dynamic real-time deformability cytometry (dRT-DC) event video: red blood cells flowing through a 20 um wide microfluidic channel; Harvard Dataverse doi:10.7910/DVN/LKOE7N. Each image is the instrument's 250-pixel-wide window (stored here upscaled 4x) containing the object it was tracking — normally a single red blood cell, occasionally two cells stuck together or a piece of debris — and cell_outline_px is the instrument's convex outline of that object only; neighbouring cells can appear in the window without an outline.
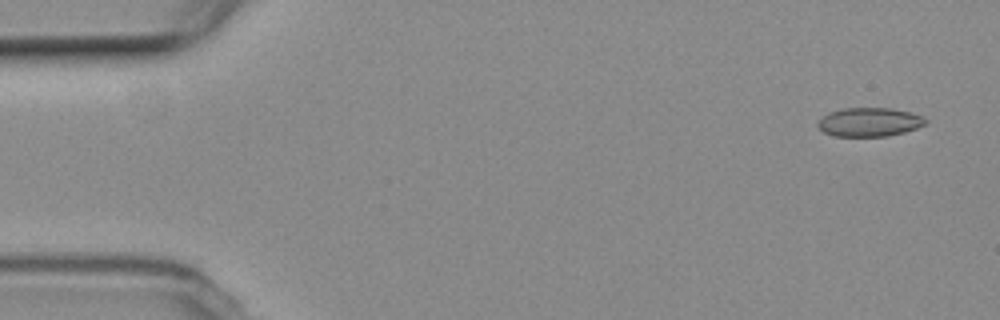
{"species": "common noctule bat (a hibernating species)", "species_latin": "Nyctalus noctula", "temperature_condition": "room temperature", "stored_images_in_passage": 4, "camera_frame_rate_fps": 3000, "um_per_image_px": 0.085, "animal": {"sex": "female", "body_mass_g": 19.3, "forearm_length_mm": 54.1}, "frame": {"image": 1, "passage_image": 1, "time_ms": 0.0, "image_size_px": [1000, 320], "cell_outline_px": [[928, 120], [924, 124], [916, 128], [904, 132], [888, 136], [832, 136], [824, 132], [816, 124], [828, 112], [844, 108], [892, 108], [908, 112], [920, 116]], "centroid_in_image_um": [73.87, 10.38], "position_along_channel_um": 11.1, "area_um2": 17.92}}
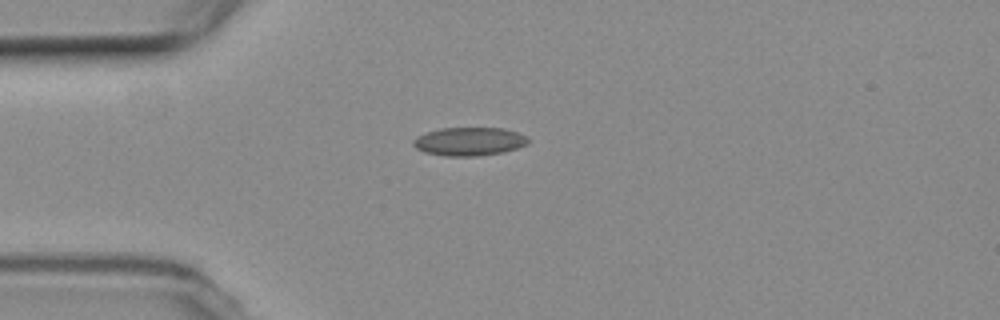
{"frame": {"image": 2, "passage_image": 4, "time_ms": 4.0, "image_size_px": [1000, 320], "cell_outline_px": [[528, 144], [504, 152], [480, 156], [444, 156], [424, 152], [416, 148], [412, 144], [412, 140], [416, 136], [440, 128], [504, 128], [528, 136]], "centroid_in_image_um": [39.87, 12.03], "position_along_channel_um": 45.1, "area_um2": 19.13}}